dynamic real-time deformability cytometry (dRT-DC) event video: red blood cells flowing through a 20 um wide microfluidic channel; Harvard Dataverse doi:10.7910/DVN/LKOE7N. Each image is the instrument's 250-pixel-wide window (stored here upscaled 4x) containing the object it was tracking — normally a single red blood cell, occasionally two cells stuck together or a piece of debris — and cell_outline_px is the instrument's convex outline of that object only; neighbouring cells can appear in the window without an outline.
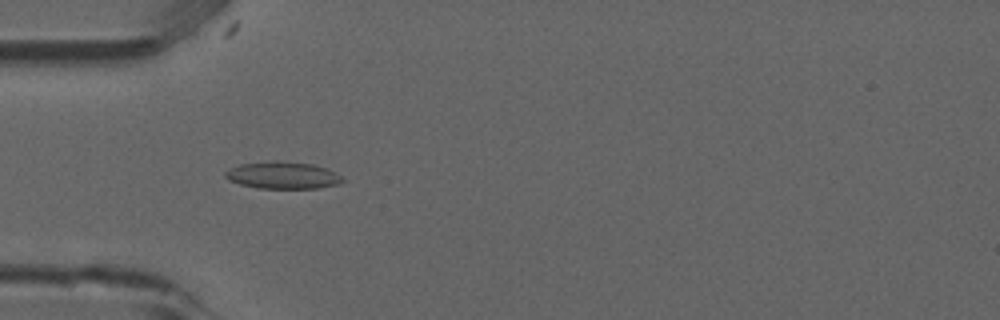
{"species": "common noctule bat (a hibernating species)", "species_latin": "Nyctalus noctula", "temperature_condition": "room temperature", "stored_images_in_passage": 3, "camera_frame_rate_fps": 3000, "um_per_image_px": 0.085, "animal": {"sex": "male", "forearm_length_mm": 52.5}, "frame": {"image": 1, "passage_image": 2, "time_ms": 0.333, "image_size_px": [1000, 320], "cell_outline_px": [[344, 180], [336, 184], [316, 188], [260, 188], [240, 184], [228, 180], [224, 176], [224, 172], [240, 164], [276, 160], [312, 164], [328, 168], [340, 176]], "centroid_in_image_um": [24.0, 14.89], "position_along_channel_um": 61.0, "area_um2": 18.32}}
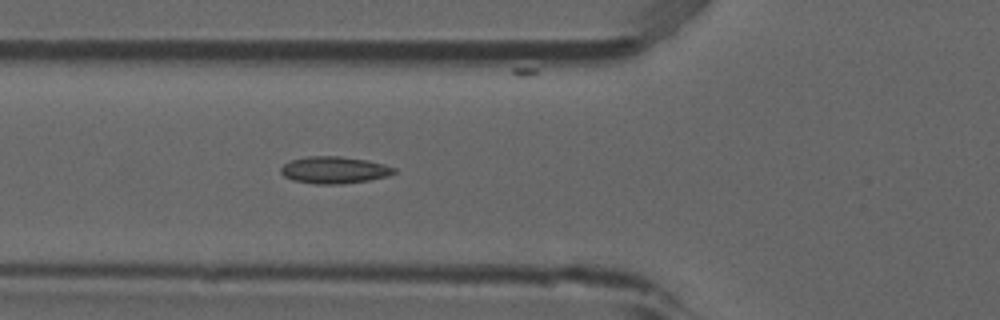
{"frame": {"image": 2, "passage_image": 3, "time_ms": 0.667, "image_size_px": [1000, 320], "cell_outline_px": [[396, 172], [388, 176], [368, 180], [340, 184], [316, 184], [292, 180], [284, 176], [280, 172], [280, 168], [284, 164], [292, 160], [308, 156], [340, 156], [368, 160], [384, 164], [396, 168]], "centroid_in_image_um": [28.41, 14.45], "position_along_channel_um": 97.4, "area_um2": 17.8}}